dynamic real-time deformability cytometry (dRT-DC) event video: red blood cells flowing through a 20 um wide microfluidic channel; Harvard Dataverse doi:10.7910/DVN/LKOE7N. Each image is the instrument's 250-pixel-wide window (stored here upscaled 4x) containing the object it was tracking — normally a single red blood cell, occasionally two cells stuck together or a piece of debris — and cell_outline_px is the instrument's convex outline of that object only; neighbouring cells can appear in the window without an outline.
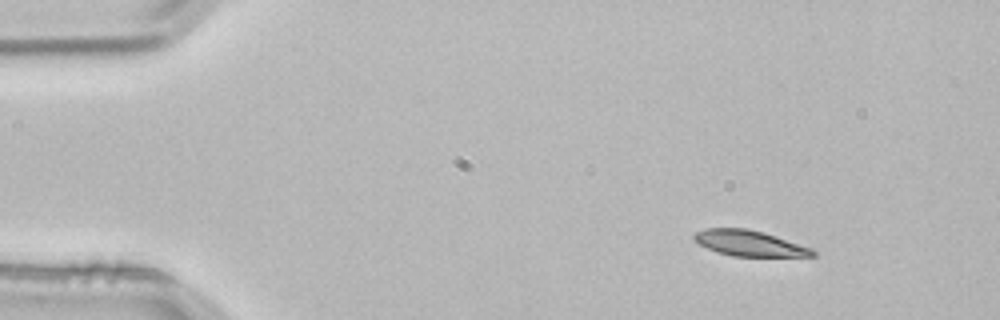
{"species": "common noctule bat (a hibernating species)", "species_latin": "Nyctalus noctula", "temperature_condition": "room temperature", "stored_images_in_passage": 3, "camera_frame_rate_fps": 3000, "um_per_image_px": 0.085, "animal": {"sex": "male", "body_mass_g": 21.5, "forearm_length_mm": 52.0}, "frame": {"image": 1, "passage_image": 1, "time_ms": 0.0, "image_size_px": [1000, 320], "cell_outline_px": [[816, 256], [732, 256], [716, 252], [692, 240], [692, 236], [696, 232], [704, 228], [748, 228], [764, 232], [812, 248], [816, 252]], "centroid_in_image_um": [63.67, 20.67], "position_along_channel_um": 21.3, "area_um2": 17.8}}
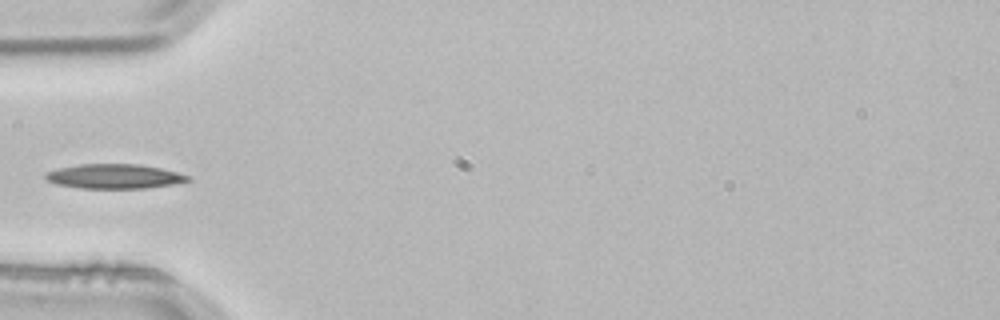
{"frame": {"image": 2, "passage_image": 3, "time_ms": 0.667, "image_size_px": [1000, 320], "cell_outline_px": [[192, 180], [172, 184], [144, 188], [80, 188], [56, 184], [48, 180], [44, 176], [44, 172], [60, 168], [80, 164], [140, 164], [160, 168], [192, 176]], "centroid_in_image_um": [9.72, 14.98], "position_along_channel_um": 75.3, "area_um2": 20.29}}